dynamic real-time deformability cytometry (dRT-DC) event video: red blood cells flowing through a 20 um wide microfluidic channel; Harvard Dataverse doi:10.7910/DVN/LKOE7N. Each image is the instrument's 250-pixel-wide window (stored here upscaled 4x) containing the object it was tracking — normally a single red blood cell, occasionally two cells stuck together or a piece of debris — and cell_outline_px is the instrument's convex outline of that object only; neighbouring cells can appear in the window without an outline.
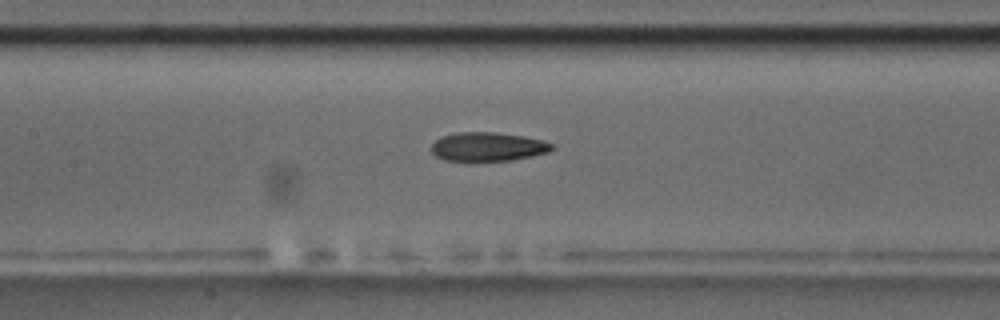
{"species": "common noctule bat (a hibernating species)", "species_latin": "Nyctalus noctula", "temperature_condition": "room temperature", "stored_images_in_passage": 9, "camera_frame_rate_fps": 3000, "um_per_image_px": 0.085, "animal": {"sex": "male", "body_mass_g": 17.5, "forearm_length_mm": 52.3}, "frame": {"image": 1, "passage_image": 9, "time_ms": 10.0, "image_size_px": [1000, 320], "cell_outline_px": [[556, 148], [548, 152], [532, 156], [512, 160], [464, 164], [444, 160], [436, 156], [432, 152], [432, 144], [440, 136], [456, 132], [492, 132], [524, 136], [544, 140], [552, 144]], "centroid_in_image_um": [41.43, 12.51], "position_along_channel_um": 166.0, "area_um2": 21.21}}